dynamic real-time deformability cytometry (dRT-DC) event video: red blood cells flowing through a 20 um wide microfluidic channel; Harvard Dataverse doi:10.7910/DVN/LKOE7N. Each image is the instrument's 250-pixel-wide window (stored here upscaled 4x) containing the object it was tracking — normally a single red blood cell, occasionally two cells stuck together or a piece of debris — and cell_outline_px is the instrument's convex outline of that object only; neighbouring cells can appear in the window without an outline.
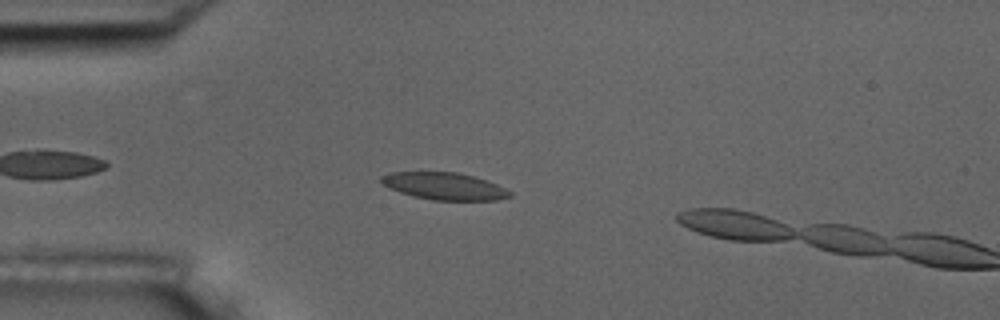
{"species": "common noctule bat (a hibernating species)", "species_latin": "Nyctalus noctula", "temperature_condition": "room temperature", "stored_images_in_passage": 3, "camera_frame_rate_fps": 3000, "um_per_image_px": 0.085, "animal": {"sex": "male", "body_mass_g": 17.5, "forearm_length_mm": 52.3}, "frame": {"image": 1, "passage_image": 2, "time_ms": 1.0, "image_size_px": [1000, 320], "cell_outline_px": [[512, 196], [496, 200], [432, 200], [412, 196], [400, 192], [380, 184], [380, 176], [392, 172], [456, 172], [488, 180], [512, 192]], "centroid_in_image_um": [37.75, 15.82], "position_along_channel_um": 47.3, "area_um2": 20.4}}